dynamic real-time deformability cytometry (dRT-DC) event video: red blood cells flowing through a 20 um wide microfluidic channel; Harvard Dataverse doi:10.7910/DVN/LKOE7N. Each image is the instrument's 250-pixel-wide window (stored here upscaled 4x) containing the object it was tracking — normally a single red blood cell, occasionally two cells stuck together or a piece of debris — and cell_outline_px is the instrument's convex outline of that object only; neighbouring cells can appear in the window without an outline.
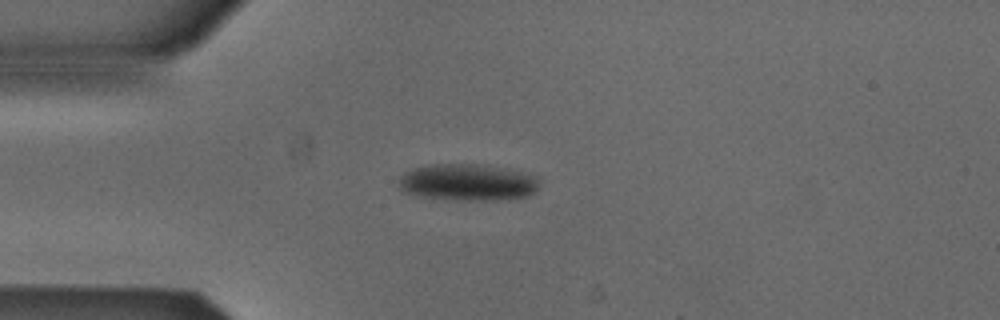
{"species": "Egyptian fruit bat (a non-hibernating species)", "species_latin": "Rousettus aegyptiacus", "temperature_condition": "cold", "stored_images_in_passage": 4, "camera_frame_rate_fps": 3000, "um_per_image_px": 0.085, "animal": {"sex": "male"}, "frame": {"image": 1, "passage_image": 4, "time_ms": 1.0, "image_size_px": [1000, 320], "cell_outline_px": [[540, 180], [536, 192], [528, 196], [508, 200], [444, 200], [420, 196], [404, 192], [396, 184], [400, 176], [404, 172], [412, 168], [436, 164], [476, 164], [520, 172], [540, 176]], "centroid_in_image_um": [39.74, 15.52], "position_along_channel_um": 45.3, "area_um2": 30.52}}